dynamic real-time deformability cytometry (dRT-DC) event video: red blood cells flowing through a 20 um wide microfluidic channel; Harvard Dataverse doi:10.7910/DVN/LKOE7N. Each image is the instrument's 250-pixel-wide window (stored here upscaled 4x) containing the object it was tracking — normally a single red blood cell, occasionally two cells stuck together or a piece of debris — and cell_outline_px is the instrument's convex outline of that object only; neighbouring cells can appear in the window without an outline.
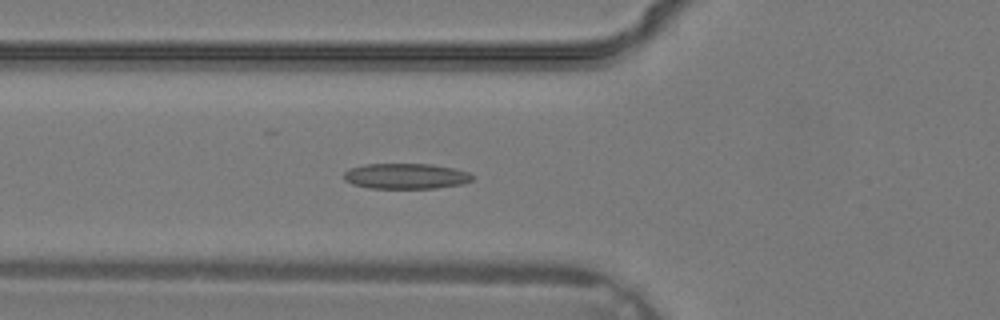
{"species": "common noctule bat (a hibernating species)", "species_latin": "Nyctalus noctula", "temperature_condition": "warm", "stored_images_in_passage": 29, "camera_frame_rate_fps": 3000, "um_per_image_px": 0.085, "animal": {"sex": "male", "body_mass_g": 19.2, "forearm_length_mm": 51.8}, "frame": {"image": 1, "passage_image": 6, "time_ms": 1.667, "image_size_px": [1000, 320], "cell_outline_px": [[476, 176], [472, 180], [464, 184], [436, 188], [368, 188], [352, 184], [344, 180], [344, 172], [348, 168], [364, 164], [432, 164], [452, 168], [468, 172]], "centroid_in_image_um": [34.5, 14.97], "position_along_channel_um": 91.3, "area_um2": 19.31}}
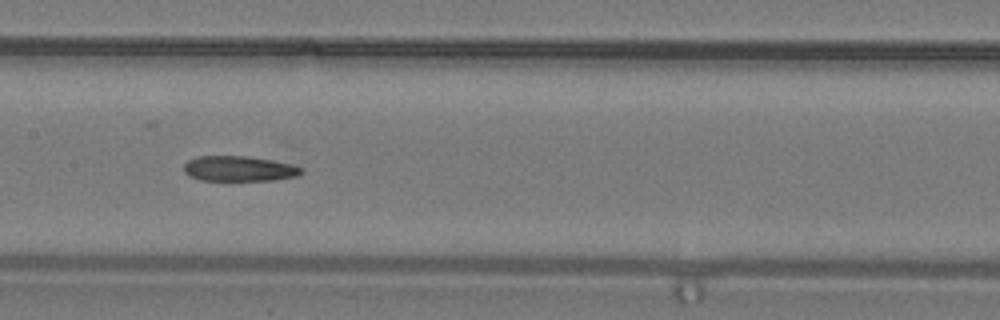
{"frame": {"image": 2, "passage_image": 11, "time_ms": 3.333, "image_size_px": [1000, 320], "cell_outline_px": [[304, 172], [296, 176], [276, 180], [200, 180], [188, 176], [184, 172], [184, 164], [188, 160], [200, 156], [248, 156], [272, 160], [292, 164], [304, 168]], "centroid_in_image_um": [20.34, 14.33], "position_along_channel_um": 187.1, "area_um2": 17.4}}
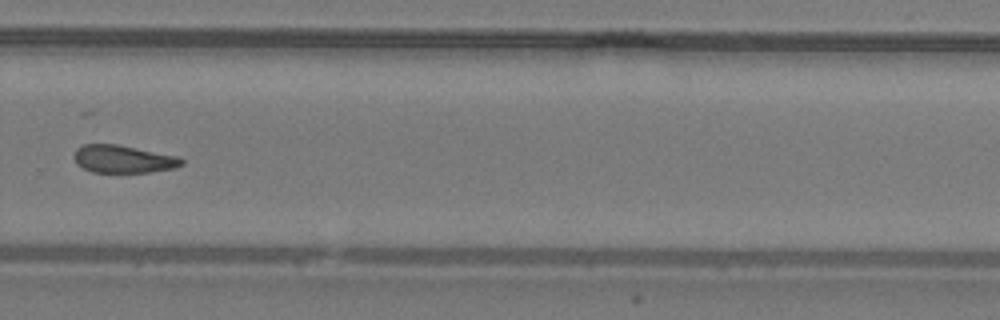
{"frame": {"image": 3, "passage_image": 18, "time_ms": 5.667, "image_size_px": [1000, 320], "cell_outline_px": [[184, 164], [176, 168], [148, 172], [92, 172], [76, 164], [72, 156], [76, 148], [84, 144], [116, 144], [180, 156], [184, 160]], "centroid_in_image_um": [10.48, 13.51], "position_along_channel_um": 319.3, "area_um2": 17.57}}